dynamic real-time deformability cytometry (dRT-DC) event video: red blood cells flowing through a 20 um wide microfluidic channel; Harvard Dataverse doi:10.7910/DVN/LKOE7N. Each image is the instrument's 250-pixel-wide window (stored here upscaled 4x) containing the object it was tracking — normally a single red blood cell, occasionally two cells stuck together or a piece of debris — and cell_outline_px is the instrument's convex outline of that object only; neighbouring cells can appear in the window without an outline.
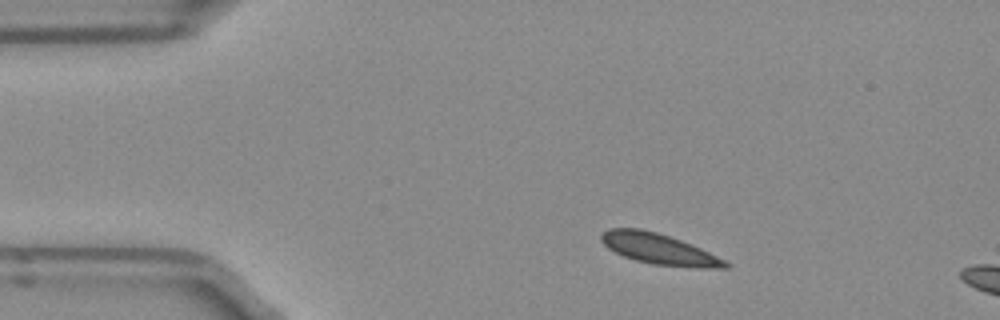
{"species": "Egyptian fruit bat (a non-hibernating species)", "species_latin": "Rousettus aegyptiacus", "temperature_condition": "room temperature", "stored_images_in_passage": 45, "segment_of_instrument_passage": [1, 2], "camera_frame_rate_fps": 3000, "um_per_image_px": 0.085, "frame": {"image": 1, "passage_image": 1, "time_ms": 0.0, "image_size_px": [1000, 320], "cell_outline_px": [[732, 268], [692, 268], [652, 264], [636, 260], [624, 256], [608, 248], [600, 240], [600, 236], [608, 228], [640, 228], [656, 232], [680, 240], [700, 248], [732, 264]], "centroid_in_image_um": [56.03, 21.18], "position_along_channel_um": 29.0, "area_um2": 22.14}}
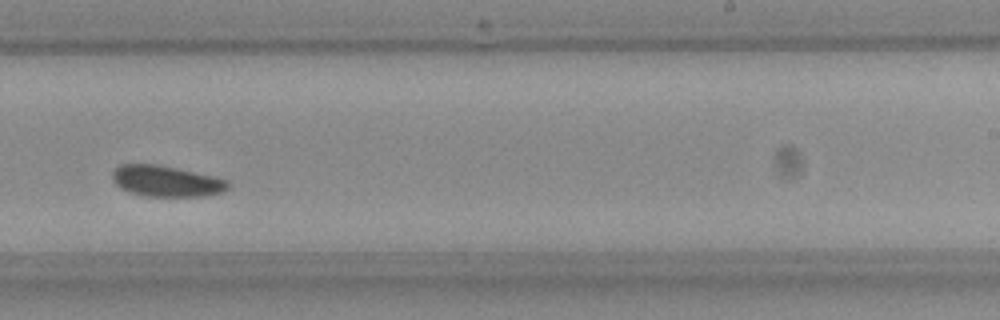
{"frame": {"image": 2, "passage_image": 24, "time_ms": 7.667, "image_size_px": [1000, 320], "cell_outline_px": [[232, 184], [224, 192], [204, 196], [144, 196], [128, 192], [120, 188], [112, 180], [112, 172], [120, 164], [156, 164], [176, 168], [212, 176], [228, 180]], "centroid_in_image_um": [14.13, 15.4], "position_along_channel_um": 274.9, "area_um2": 20.98}}
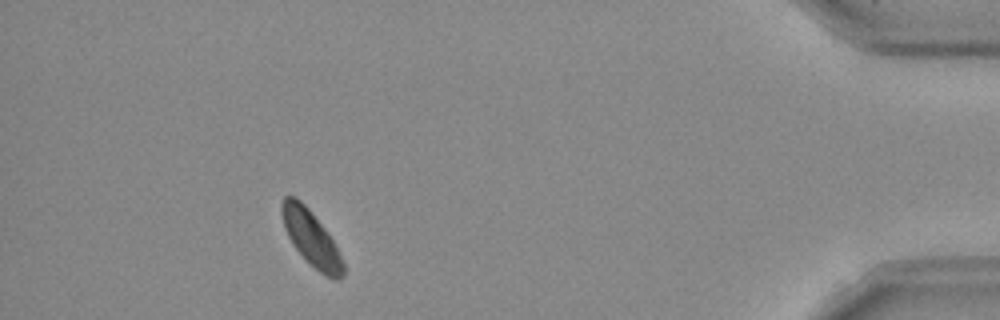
{"frame": {"image": 3, "passage_image": 39, "time_ms": 12.667, "image_size_px": [1000, 320], "cell_outline_px": [[344, 276], [340, 280], [332, 280], [320, 272], [292, 244], [284, 228], [280, 212], [280, 204], [284, 196], [296, 196], [308, 208], [328, 232], [344, 264]], "centroid_in_image_um": [26.43, 20.22], "position_along_channel_um": 408.8, "area_um2": 19.59}}